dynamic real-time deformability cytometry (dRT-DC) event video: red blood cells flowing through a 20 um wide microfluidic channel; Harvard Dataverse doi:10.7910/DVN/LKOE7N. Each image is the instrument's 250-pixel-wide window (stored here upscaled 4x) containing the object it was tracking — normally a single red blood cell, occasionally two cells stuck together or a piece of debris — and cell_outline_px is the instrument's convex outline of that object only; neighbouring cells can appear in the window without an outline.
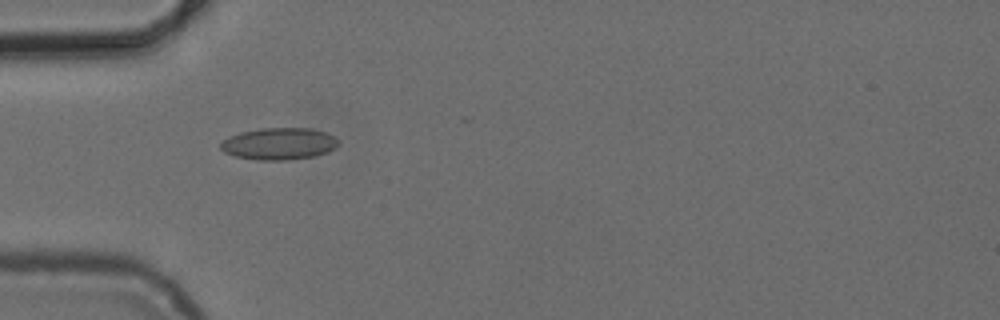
{"species": "common noctule bat (a hibernating species)", "species_latin": "Nyctalus noctula", "temperature_condition": "cold", "stored_images_in_passage": 3, "camera_frame_rate_fps": 3000, "um_per_image_px": 0.085, "animal": {"sex": "female", "body_mass_g": 24.6, "forearm_length_mm": 56.2}, "frame": {"image": 1, "passage_image": 2, "time_ms": 1.333, "image_size_px": [1000, 320], "cell_outline_px": [[340, 144], [336, 148], [328, 152], [316, 156], [288, 160], [256, 160], [236, 156], [224, 152], [220, 148], [220, 144], [228, 136], [240, 132], [260, 128], [312, 128], [328, 132], [340, 140]], "centroid_in_image_um": [23.77, 12.21], "position_along_channel_um": 61.2, "area_um2": 22.31}}
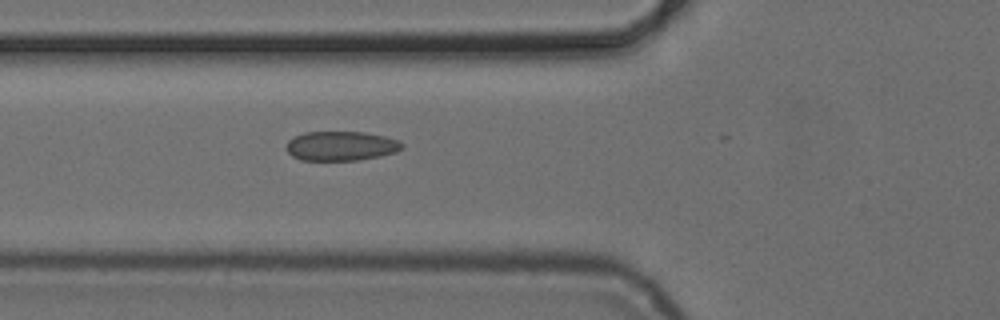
{"frame": {"image": 2, "passage_image": 3, "time_ms": 2.333, "image_size_px": [1000, 320], "cell_outline_px": [[404, 148], [396, 152], [380, 156], [360, 160], [300, 160], [292, 156], [284, 148], [288, 140], [292, 136], [304, 132], [364, 132], [384, 136], [400, 140], [404, 144]], "centroid_in_image_um": [28.98, 12.4], "position_along_channel_um": 96.8, "area_um2": 20.17}}